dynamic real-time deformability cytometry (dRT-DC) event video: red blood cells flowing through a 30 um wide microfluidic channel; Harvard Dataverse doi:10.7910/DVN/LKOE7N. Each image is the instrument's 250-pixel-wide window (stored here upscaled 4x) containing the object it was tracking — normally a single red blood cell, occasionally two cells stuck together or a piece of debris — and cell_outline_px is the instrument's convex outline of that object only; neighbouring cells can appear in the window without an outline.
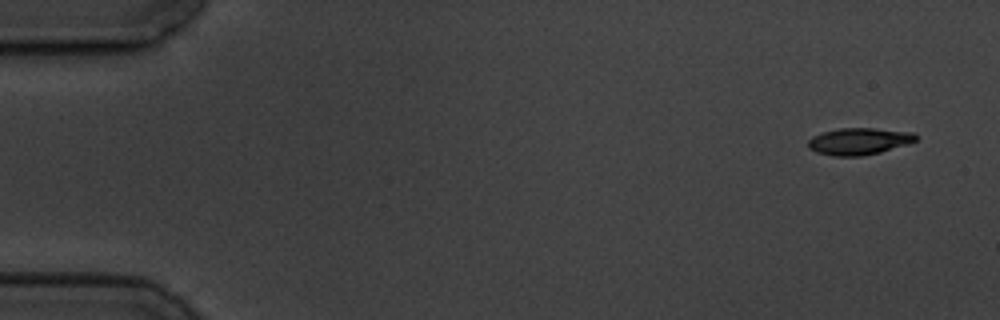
{"species": "common noctule bat (a hibernating species)", "species_latin": "Nyctalus noctula", "temperature_condition": "cold", "stored_images_in_passage": 5, "camera_frame_rate_fps": 3000, "um_per_image_px": 0.085, "animal": {"sex": "male", "body_mass_g": 19.5, "forearm_length_mm": 54.6}, "frame": {"image": 1, "passage_image": 1, "time_ms": 0.0, "image_size_px": [1000, 320], "cell_outline_px": [[916, 140], [908, 144], [880, 152], [860, 156], [832, 156], [816, 152], [808, 148], [808, 140], [812, 136], [824, 132], [840, 128], [872, 128], [916, 132]], "centroid_in_image_um": [73.01, 12.01], "position_along_channel_um": 12.0, "area_um2": 16.88}}